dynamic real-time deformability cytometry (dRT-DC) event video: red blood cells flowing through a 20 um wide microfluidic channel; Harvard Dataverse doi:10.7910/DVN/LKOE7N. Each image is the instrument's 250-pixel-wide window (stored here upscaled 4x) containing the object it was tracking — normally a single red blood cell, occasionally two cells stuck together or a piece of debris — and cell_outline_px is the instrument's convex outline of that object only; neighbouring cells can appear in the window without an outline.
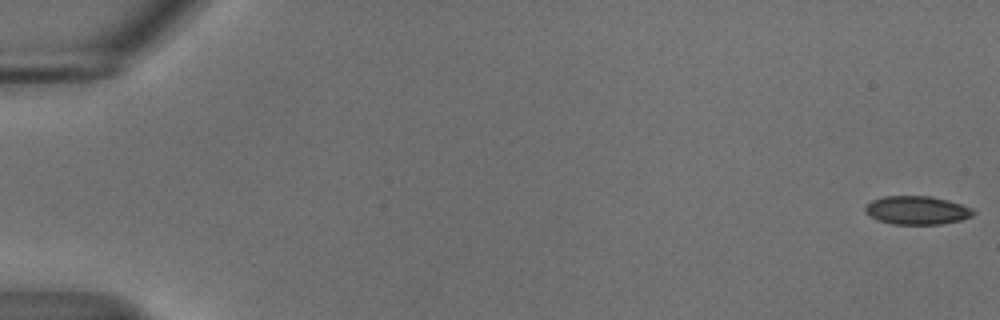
{"species": "common noctule bat (a hibernating species)", "species_latin": "Nyctalus noctula", "temperature_condition": "cold", "stored_images_in_passage": 51, "camera_frame_rate_fps": 3000, "um_per_image_px": 0.085, "animal": {"sex": "male", "body_mass_g": 18.8}, "frame": {"image": 1, "passage_image": 1, "time_ms": 0.0, "image_size_px": [1000, 320], "cell_outline_px": [[976, 212], [972, 216], [960, 220], [940, 224], [892, 224], [880, 220], [872, 216], [864, 208], [872, 200], [884, 196], [932, 196], [948, 200], [972, 208]], "centroid_in_image_um": [77.98, 17.86], "position_along_channel_um": 7.0, "area_um2": 17.69}}
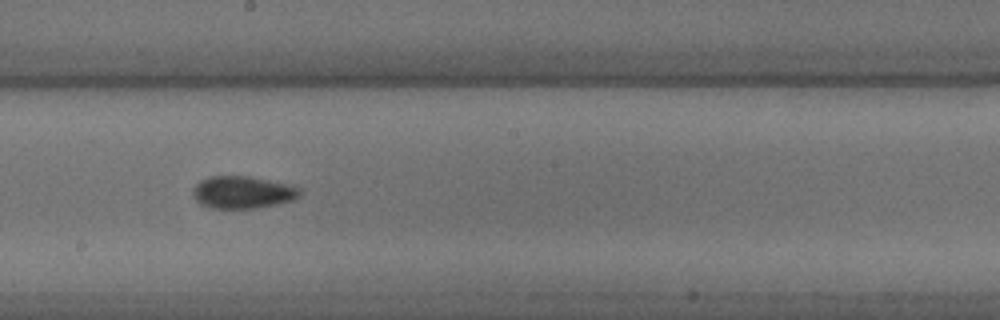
{"frame": {"image": 2, "passage_image": 32, "time_ms": 10.333, "image_size_px": [1000, 320], "cell_outline_px": [[300, 196], [292, 200], [280, 204], [256, 208], [208, 208], [200, 204], [196, 200], [192, 192], [192, 188], [200, 180], [208, 176], [248, 176], [268, 180], [300, 188]], "centroid_in_image_um": [20.58, 16.35], "position_along_channel_um": 227.6, "area_um2": 20.17}}
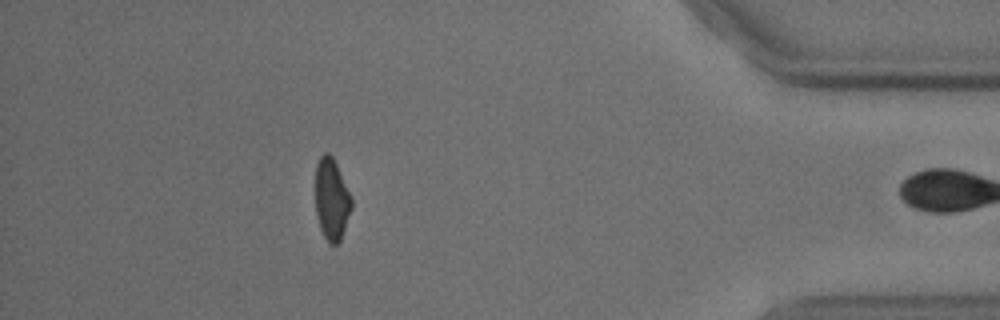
{"frame": {"image": 3, "passage_image": 50, "time_ms": 16.333, "image_size_px": [1000, 320], "cell_outline_px": [[352, 208], [340, 240], [336, 244], [328, 244], [320, 228], [316, 212], [316, 164], [320, 156], [324, 152], [328, 152], [332, 156], [336, 164], [352, 200]], "centroid_in_image_um": [28.17, 16.94], "position_along_channel_um": 407.0, "area_um2": 16.94}}